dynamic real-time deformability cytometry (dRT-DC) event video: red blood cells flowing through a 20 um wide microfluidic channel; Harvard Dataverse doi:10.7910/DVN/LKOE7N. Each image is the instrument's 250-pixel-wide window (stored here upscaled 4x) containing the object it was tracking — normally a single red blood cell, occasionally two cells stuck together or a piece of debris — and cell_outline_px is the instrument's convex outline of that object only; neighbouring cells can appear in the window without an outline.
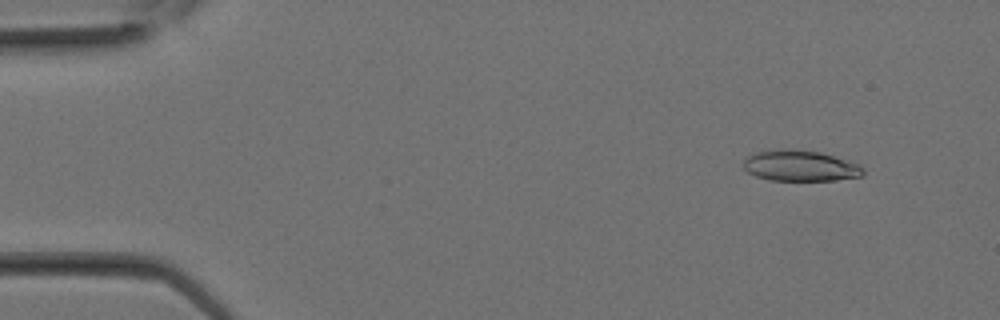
{"species": "Egyptian fruit bat (a non-hibernating species)", "species_latin": "Rousettus aegyptiacus", "temperature_condition": "room temperature", "stored_images_in_passage": 12, "camera_frame_rate_fps": 3000, "um_per_image_px": 0.085, "animal": {"sex": "female"}, "frame": {"image": 1, "passage_image": 3, "time_ms": 0.667, "image_size_px": [1000, 320], "cell_outline_px": [[864, 176], [836, 180], [768, 180], [756, 176], [748, 172], [744, 168], [744, 156], [756, 152], [788, 148], [820, 152], [856, 164], [864, 168]], "centroid_in_image_um": [67.98, 14.09], "position_along_channel_um": 17.0, "area_um2": 21.44}}
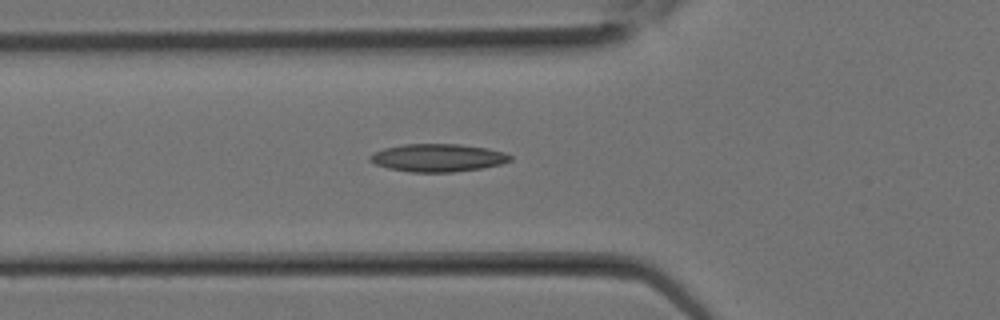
{"frame": {"image": 2, "passage_image": 10, "time_ms": 3.0, "image_size_px": [1000, 320], "cell_outline_px": [[512, 160], [500, 164], [480, 168], [452, 172], [412, 172], [388, 168], [376, 164], [368, 160], [368, 156], [372, 152], [384, 148], [404, 144], [460, 144], [488, 148], [504, 152], [512, 156]], "centroid_in_image_um": [37.19, 13.4], "position_along_channel_um": 88.6, "area_um2": 22.77}}
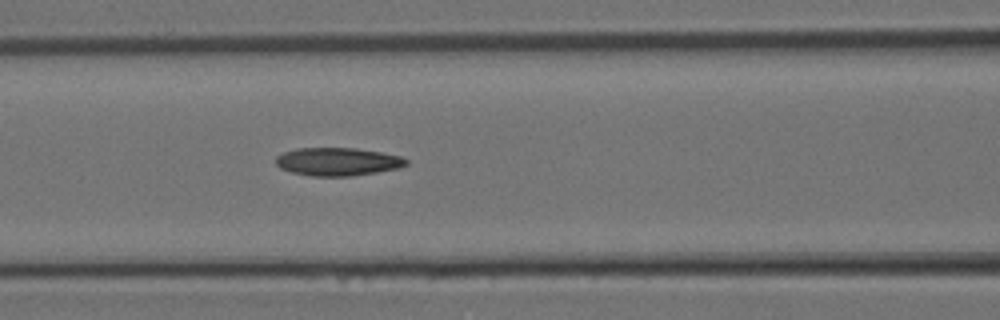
{"frame": {"image": 3, "passage_image": 12, "time_ms": 3.667, "image_size_px": [1000, 320], "cell_outline_px": [[408, 164], [400, 168], [376, 172], [348, 176], [312, 176], [292, 172], [280, 168], [276, 164], [276, 156], [284, 152], [296, 148], [356, 148], [380, 152], [400, 156], [408, 160]], "centroid_in_image_um": [28.7, 13.74], "position_along_channel_um": 137.9, "area_um2": 21.27}}